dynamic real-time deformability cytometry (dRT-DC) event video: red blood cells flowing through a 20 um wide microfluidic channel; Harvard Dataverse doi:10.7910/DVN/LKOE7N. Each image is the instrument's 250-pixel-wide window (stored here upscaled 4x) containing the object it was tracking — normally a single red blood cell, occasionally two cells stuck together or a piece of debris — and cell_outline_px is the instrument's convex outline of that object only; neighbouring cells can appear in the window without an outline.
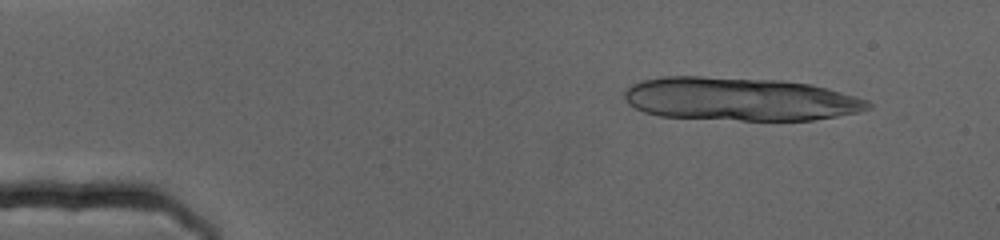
{"species": "human", "species_latin": "Homo sapiens", "temperature_condition": "cold", "stored_images_in_passage": 18, "camera_frame_rate_fps": 3000, "um_per_image_px": 0.085, "donor": {"sex": "female"}, "frame": {"image": 1, "passage_image": 6, "time_ms": 1.667, "image_size_px": [1000, 240], "cell_outline_px": [[872, 108], [860, 112], [812, 120], [740, 120], [660, 116], [644, 112], [628, 104], [624, 100], [624, 92], [632, 84], [640, 80], [660, 76], [700, 76], [780, 80], [812, 84], [828, 88], [856, 96], [868, 100], [872, 104]], "centroid_in_image_um": [62.89, 8.41], "position_along_channel_um": 22.1, "area_um2": 61.9}}